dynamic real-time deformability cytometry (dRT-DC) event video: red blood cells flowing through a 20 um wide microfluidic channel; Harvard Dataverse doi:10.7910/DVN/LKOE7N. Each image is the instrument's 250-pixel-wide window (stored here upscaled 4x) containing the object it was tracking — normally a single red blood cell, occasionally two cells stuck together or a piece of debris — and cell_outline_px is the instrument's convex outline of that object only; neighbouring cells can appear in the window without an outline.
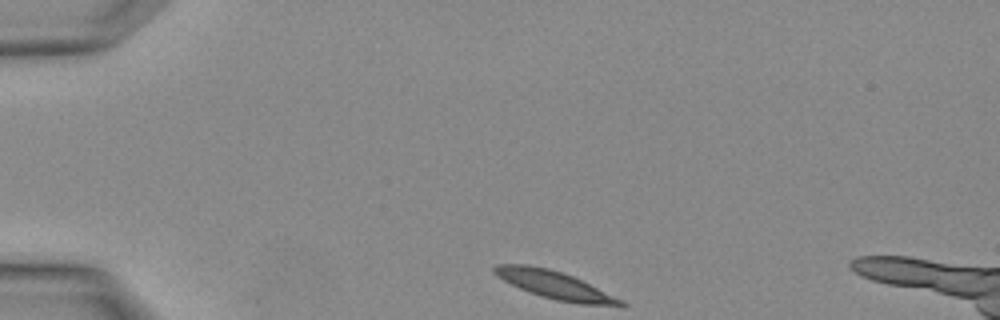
{"species": "Egyptian fruit bat (a non-hibernating species)", "species_latin": "Rousettus aegyptiacus", "temperature_condition": "warm", "stored_images_in_passage": 2, "camera_frame_rate_fps": 3000, "um_per_image_px": 0.085, "animal": {"sex": "female"}, "frame": {"image": 1, "passage_image": 1, "time_ms": 0.0, "image_size_px": [1000, 320], "cell_outline_px": [[628, 304], [580, 304], [556, 300], [520, 288], [504, 280], [492, 272], [492, 268], [496, 264], [528, 264], [548, 268], [572, 276], [624, 300]], "centroid_in_image_um": [47.09, 24.19], "position_along_channel_um": 37.9, "area_um2": 19.77}}